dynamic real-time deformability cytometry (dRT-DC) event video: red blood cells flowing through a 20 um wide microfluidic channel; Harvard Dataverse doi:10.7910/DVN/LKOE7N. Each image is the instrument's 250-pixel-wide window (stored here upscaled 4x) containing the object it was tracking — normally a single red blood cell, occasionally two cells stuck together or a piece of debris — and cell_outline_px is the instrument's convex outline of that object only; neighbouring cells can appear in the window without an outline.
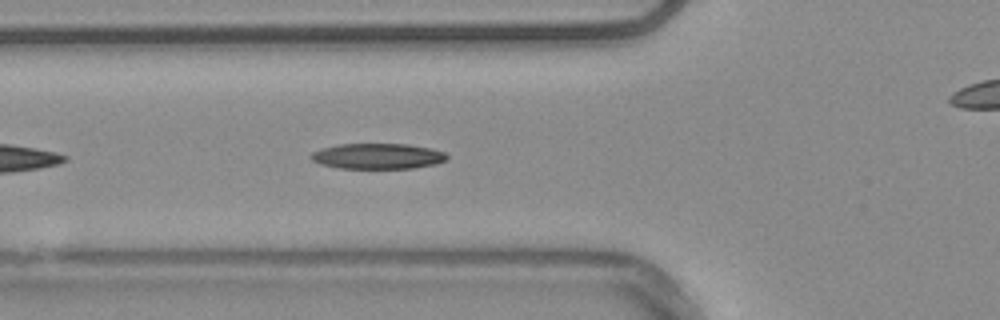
{"species": "common noctule bat (a hibernating species)", "species_latin": "Nyctalus noctula", "temperature_condition": "warm", "stored_images_in_passage": 17, "camera_frame_rate_fps": 3000, "um_per_image_px": 0.085, "animal": {"sex": "male", "body_mass_g": 20.4}, "frame": {"image": 1, "passage_image": 6, "time_ms": 1.667, "image_size_px": [1000, 320], "cell_outline_px": [[448, 160], [436, 164], [412, 168], [340, 168], [320, 164], [312, 160], [308, 156], [312, 152], [324, 148], [340, 144], [408, 144], [432, 148], [444, 152], [448, 156]], "centroid_in_image_um": [32.13, 13.27], "position_along_channel_um": 93.7, "area_um2": 20.29}}